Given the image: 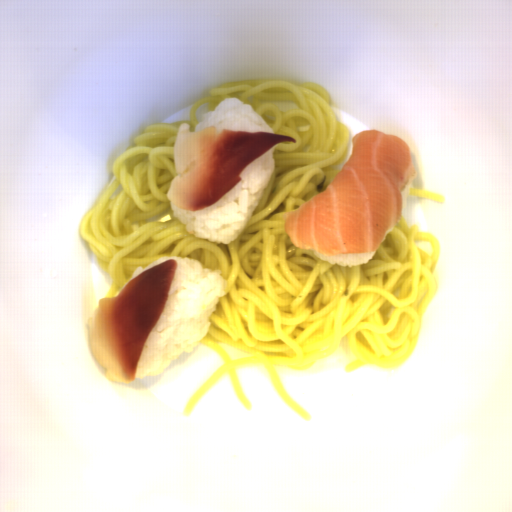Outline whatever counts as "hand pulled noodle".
<instances>
[{"label": "hand pulled noodle", "mask_w": 512, "mask_h": 512, "mask_svg": "<svg viewBox=\"0 0 512 512\" xmlns=\"http://www.w3.org/2000/svg\"><path fill=\"white\" fill-rule=\"evenodd\" d=\"M408 195L428 198V199H431V200L438 201V202H440V203H442L444 205L448 202L445 197H443L442 195H440L438 193L429 192V191H425V190H421V189H416V188H412V187H410V191H409Z\"/></svg>", "instance_id": "772679e5"}, {"label": "hand pulled noodle", "mask_w": 512, "mask_h": 512, "mask_svg": "<svg viewBox=\"0 0 512 512\" xmlns=\"http://www.w3.org/2000/svg\"><path fill=\"white\" fill-rule=\"evenodd\" d=\"M230 96L252 105L274 133L297 143L275 145L274 172L251 219L232 242L218 244L186 232L167 193L177 176L178 126L190 124L193 133L203 114ZM351 139L331 93L317 82L248 78L218 84L186 119L145 126L114 161L111 181L79 224L109 279L107 298H116L136 269L165 256L198 260L227 279L228 293L197 343L223 364L188 399L186 416L224 375L243 408L252 409L240 366H263L283 401L308 421L312 415L287 395L276 367L307 370L337 352L342 341L353 357L344 373L358 367L395 370L406 362L438 286L440 244L434 234L409 227L402 215L370 261L350 267L297 247L285 230L284 214L325 192L340 172Z\"/></svg>", "instance_id": "14784b9a"}]
</instances>
